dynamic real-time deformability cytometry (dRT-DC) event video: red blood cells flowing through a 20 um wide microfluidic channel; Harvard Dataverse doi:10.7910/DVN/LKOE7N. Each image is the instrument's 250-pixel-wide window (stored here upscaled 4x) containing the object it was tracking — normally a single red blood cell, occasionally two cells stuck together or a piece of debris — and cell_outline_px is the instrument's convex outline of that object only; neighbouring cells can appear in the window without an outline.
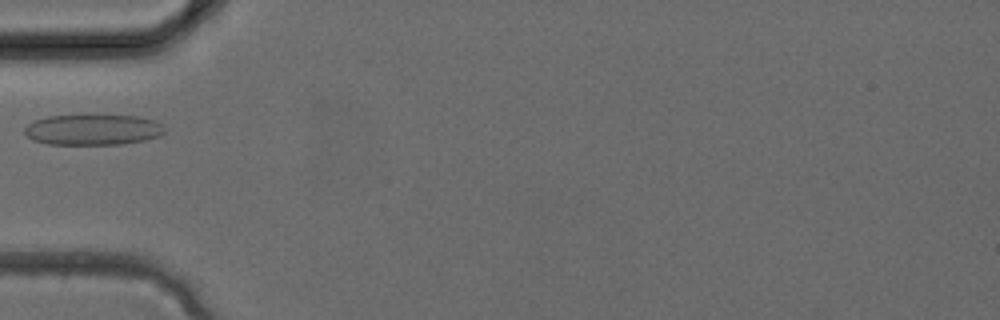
{"species": "common noctule bat (a hibernating species)", "species_latin": "Nyctalus noctula", "temperature_condition": "cold", "stored_images_in_passage": 3, "camera_frame_rate_fps": 3000, "um_per_image_px": 0.085, "animal": {"sex": "female", "body_mass_g": 24.6, "forearm_length_mm": 56.2}, "frame": {"image": 1, "passage_image": 3, "time_ms": 0.667, "image_size_px": [1000, 320], "cell_outline_px": [[164, 132], [160, 136], [144, 140], [120, 144], [48, 144], [32, 140], [24, 132], [24, 128], [28, 124], [36, 120], [48, 116], [140, 116], [156, 120], [164, 128]], "centroid_in_image_um": [7.91, 11.03], "position_along_channel_um": 77.1, "area_um2": 24.8}}